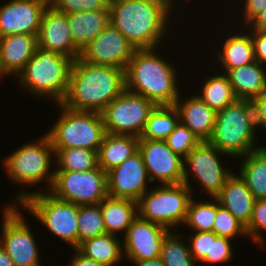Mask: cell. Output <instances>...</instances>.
Returning a JSON list of instances; mask_svg holds the SVG:
<instances>
[{
    "label": "cell",
    "instance_id": "1",
    "mask_svg": "<svg viewBox=\"0 0 266 266\" xmlns=\"http://www.w3.org/2000/svg\"><path fill=\"white\" fill-rule=\"evenodd\" d=\"M125 70L74 60L62 105L71 110L101 113L125 90Z\"/></svg>",
    "mask_w": 266,
    "mask_h": 266
},
{
    "label": "cell",
    "instance_id": "2",
    "mask_svg": "<svg viewBox=\"0 0 266 266\" xmlns=\"http://www.w3.org/2000/svg\"><path fill=\"white\" fill-rule=\"evenodd\" d=\"M154 50L136 49L125 69V88L156 106L174 105L182 96L177 86V70Z\"/></svg>",
    "mask_w": 266,
    "mask_h": 266
},
{
    "label": "cell",
    "instance_id": "3",
    "mask_svg": "<svg viewBox=\"0 0 266 266\" xmlns=\"http://www.w3.org/2000/svg\"><path fill=\"white\" fill-rule=\"evenodd\" d=\"M110 23L136 49L156 48L165 36L169 14L151 0L109 1Z\"/></svg>",
    "mask_w": 266,
    "mask_h": 266
},
{
    "label": "cell",
    "instance_id": "4",
    "mask_svg": "<svg viewBox=\"0 0 266 266\" xmlns=\"http://www.w3.org/2000/svg\"><path fill=\"white\" fill-rule=\"evenodd\" d=\"M73 63V58L38 47L16 77L29 93L40 98L50 97L56 104H60L68 91Z\"/></svg>",
    "mask_w": 266,
    "mask_h": 266
},
{
    "label": "cell",
    "instance_id": "5",
    "mask_svg": "<svg viewBox=\"0 0 266 266\" xmlns=\"http://www.w3.org/2000/svg\"><path fill=\"white\" fill-rule=\"evenodd\" d=\"M256 130L251 100L237 99L216 112L214 131L209 142L226 156L240 158L261 148L254 144Z\"/></svg>",
    "mask_w": 266,
    "mask_h": 266
},
{
    "label": "cell",
    "instance_id": "6",
    "mask_svg": "<svg viewBox=\"0 0 266 266\" xmlns=\"http://www.w3.org/2000/svg\"><path fill=\"white\" fill-rule=\"evenodd\" d=\"M15 195L18 205L25 207L49 232L70 247L77 248L78 205L58 199L49 192H20Z\"/></svg>",
    "mask_w": 266,
    "mask_h": 266
},
{
    "label": "cell",
    "instance_id": "7",
    "mask_svg": "<svg viewBox=\"0 0 266 266\" xmlns=\"http://www.w3.org/2000/svg\"><path fill=\"white\" fill-rule=\"evenodd\" d=\"M56 105L62 112L46 133L52 147H80L98 151L106 134L101 113L71 110L61 103Z\"/></svg>",
    "mask_w": 266,
    "mask_h": 266
},
{
    "label": "cell",
    "instance_id": "8",
    "mask_svg": "<svg viewBox=\"0 0 266 266\" xmlns=\"http://www.w3.org/2000/svg\"><path fill=\"white\" fill-rule=\"evenodd\" d=\"M149 191V192H148ZM138 200V215L168 230L184 224L192 190L184 183L162 184Z\"/></svg>",
    "mask_w": 266,
    "mask_h": 266
},
{
    "label": "cell",
    "instance_id": "9",
    "mask_svg": "<svg viewBox=\"0 0 266 266\" xmlns=\"http://www.w3.org/2000/svg\"><path fill=\"white\" fill-rule=\"evenodd\" d=\"M42 136L36 142L26 143L16 149L5 158L3 166L12 181L32 186L45 180L49 187L46 189L49 190L55 173L50 171L53 161L51 158L52 155L55 156V151L50 138L46 134Z\"/></svg>",
    "mask_w": 266,
    "mask_h": 266
},
{
    "label": "cell",
    "instance_id": "10",
    "mask_svg": "<svg viewBox=\"0 0 266 266\" xmlns=\"http://www.w3.org/2000/svg\"><path fill=\"white\" fill-rule=\"evenodd\" d=\"M48 192L78 206L99 204L108 196L107 172L100 166L89 171H55Z\"/></svg>",
    "mask_w": 266,
    "mask_h": 266
},
{
    "label": "cell",
    "instance_id": "11",
    "mask_svg": "<svg viewBox=\"0 0 266 266\" xmlns=\"http://www.w3.org/2000/svg\"><path fill=\"white\" fill-rule=\"evenodd\" d=\"M155 106L140 94L125 89L101 112L106 132L140 138Z\"/></svg>",
    "mask_w": 266,
    "mask_h": 266
},
{
    "label": "cell",
    "instance_id": "12",
    "mask_svg": "<svg viewBox=\"0 0 266 266\" xmlns=\"http://www.w3.org/2000/svg\"><path fill=\"white\" fill-rule=\"evenodd\" d=\"M218 154L226 155L215 148L209 141H201L185 158H184V175L183 183L190 189L188 175L196 177L201 184L202 191L215 198L225 185L227 178L233 173L228 168L223 167Z\"/></svg>",
    "mask_w": 266,
    "mask_h": 266
},
{
    "label": "cell",
    "instance_id": "13",
    "mask_svg": "<svg viewBox=\"0 0 266 266\" xmlns=\"http://www.w3.org/2000/svg\"><path fill=\"white\" fill-rule=\"evenodd\" d=\"M15 204L17 203L8 204L3 212L0 245L8 253L14 266H41L34 235Z\"/></svg>",
    "mask_w": 266,
    "mask_h": 266
},
{
    "label": "cell",
    "instance_id": "14",
    "mask_svg": "<svg viewBox=\"0 0 266 266\" xmlns=\"http://www.w3.org/2000/svg\"><path fill=\"white\" fill-rule=\"evenodd\" d=\"M136 47L111 23L86 47L80 58L94 65H105L125 70Z\"/></svg>",
    "mask_w": 266,
    "mask_h": 266
},
{
    "label": "cell",
    "instance_id": "15",
    "mask_svg": "<svg viewBox=\"0 0 266 266\" xmlns=\"http://www.w3.org/2000/svg\"><path fill=\"white\" fill-rule=\"evenodd\" d=\"M141 153L151 183H183L184 159L166 144L165 140L139 139Z\"/></svg>",
    "mask_w": 266,
    "mask_h": 266
},
{
    "label": "cell",
    "instance_id": "16",
    "mask_svg": "<svg viewBox=\"0 0 266 266\" xmlns=\"http://www.w3.org/2000/svg\"><path fill=\"white\" fill-rule=\"evenodd\" d=\"M151 182L139 151L107 172V192L113 198L138 202ZM147 187V188H146Z\"/></svg>",
    "mask_w": 266,
    "mask_h": 266
},
{
    "label": "cell",
    "instance_id": "17",
    "mask_svg": "<svg viewBox=\"0 0 266 266\" xmlns=\"http://www.w3.org/2000/svg\"><path fill=\"white\" fill-rule=\"evenodd\" d=\"M170 231L138 215L124 236V257L130 262L160 257L162 242Z\"/></svg>",
    "mask_w": 266,
    "mask_h": 266
},
{
    "label": "cell",
    "instance_id": "18",
    "mask_svg": "<svg viewBox=\"0 0 266 266\" xmlns=\"http://www.w3.org/2000/svg\"><path fill=\"white\" fill-rule=\"evenodd\" d=\"M37 0H10L0 6V38L13 34L38 35L47 8Z\"/></svg>",
    "mask_w": 266,
    "mask_h": 266
},
{
    "label": "cell",
    "instance_id": "19",
    "mask_svg": "<svg viewBox=\"0 0 266 266\" xmlns=\"http://www.w3.org/2000/svg\"><path fill=\"white\" fill-rule=\"evenodd\" d=\"M38 47L76 60L81 50L74 44L67 14L48 6L42 15L37 35Z\"/></svg>",
    "mask_w": 266,
    "mask_h": 266
},
{
    "label": "cell",
    "instance_id": "20",
    "mask_svg": "<svg viewBox=\"0 0 266 266\" xmlns=\"http://www.w3.org/2000/svg\"><path fill=\"white\" fill-rule=\"evenodd\" d=\"M181 99L178 98L174 104L180 123L188 127L200 141H209L214 131L216 111L197 95Z\"/></svg>",
    "mask_w": 266,
    "mask_h": 266
},
{
    "label": "cell",
    "instance_id": "21",
    "mask_svg": "<svg viewBox=\"0 0 266 266\" xmlns=\"http://www.w3.org/2000/svg\"><path fill=\"white\" fill-rule=\"evenodd\" d=\"M238 175L232 173L215 198L222 207L230 211L246 227L251 220L255 199L248 189L246 181L240 174Z\"/></svg>",
    "mask_w": 266,
    "mask_h": 266
},
{
    "label": "cell",
    "instance_id": "22",
    "mask_svg": "<svg viewBox=\"0 0 266 266\" xmlns=\"http://www.w3.org/2000/svg\"><path fill=\"white\" fill-rule=\"evenodd\" d=\"M38 48L37 35L13 34L0 38V55L6 74L18 75Z\"/></svg>",
    "mask_w": 266,
    "mask_h": 266
},
{
    "label": "cell",
    "instance_id": "23",
    "mask_svg": "<svg viewBox=\"0 0 266 266\" xmlns=\"http://www.w3.org/2000/svg\"><path fill=\"white\" fill-rule=\"evenodd\" d=\"M237 99L252 100L266 91V66L257 61L225 73Z\"/></svg>",
    "mask_w": 266,
    "mask_h": 266
},
{
    "label": "cell",
    "instance_id": "24",
    "mask_svg": "<svg viewBox=\"0 0 266 266\" xmlns=\"http://www.w3.org/2000/svg\"><path fill=\"white\" fill-rule=\"evenodd\" d=\"M74 44L82 50L110 24V8L106 10L67 13Z\"/></svg>",
    "mask_w": 266,
    "mask_h": 266
},
{
    "label": "cell",
    "instance_id": "25",
    "mask_svg": "<svg viewBox=\"0 0 266 266\" xmlns=\"http://www.w3.org/2000/svg\"><path fill=\"white\" fill-rule=\"evenodd\" d=\"M138 144V137L106 132L98 150V166L108 172L136 153Z\"/></svg>",
    "mask_w": 266,
    "mask_h": 266
},
{
    "label": "cell",
    "instance_id": "26",
    "mask_svg": "<svg viewBox=\"0 0 266 266\" xmlns=\"http://www.w3.org/2000/svg\"><path fill=\"white\" fill-rule=\"evenodd\" d=\"M100 209L106 233L117 235L127 232L133 220L138 216V203L121 198L107 196L100 202Z\"/></svg>",
    "mask_w": 266,
    "mask_h": 266
},
{
    "label": "cell",
    "instance_id": "27",
    "mask_svg": "<svg viewBox=\"0 0 266 266\" xmlns=\"http://www.w3.org/2000/svg\"><path fill=\"white\" fill-rule=\"evenodd\" d=\"M236 33L225 39L222 50L217 51V59L225 71L244 66L255 61L251 34Z\"/></svg>",
    "mask_w": 266,
    "mask_h": 266
},
{
    "label": "cell",
    "instance_id": "28",
    "mask_svg": "<svg viewBox=\"0 0 266 266\" xmlns=\"http://www.w3.org/2000/svg\"><path fill=\"white\" fill-rule=\"evenodd\" d=\"M239 171L254 199H266V146L247 153Z\"/></svg>",
    "mask_w": 266,
    "mask_h": 266
},
{
    "label": "cell",
    "instance_id": "29",
    "mask_svg": "<svg viewBox=\"0 0 266 266\" xmlns=\"http://www.w3.org/2000/svg\"><path fill=\"white\" fill-rule=\"evenodd\" d=\"M117 235L105 233L82 242L76 249L86 256L105 266H114L122 261L123 248Z\"/></svg>",
    "mask_w": 266,
    "mask_h": 266
},
{
    "label": "cell",
    "instance_id": "30",
    "mask_svg": "<svg viewBox=\"0 0 266 266\" xmlns=\"http://www.w3.org/2000/svg\"><path fill=\"white\" fill-rule=\"evenodd\" d=\"M179 122V113L174 105L155 106L139 139L165 140Z\"/></svg>",
    "mask_w": 266,
    "mask_h": 266
},
{
    "label": "cell",
    "instance_id": "31",
    "mask_svg": "<svg viewBox=\"0 0 266 266\" xmlns=\"http://www.w3.org/2000/svg\"><path fill=\"white\" fill-rule=\"evenodd\" d=\"M203 86L202 94H198L197 96L216 112L237 100L225 73L208 77Z\"/></svg>",
    "mask_w": 266,
    "mask_h": 266
},
{
    "label": "cell",
    "instance_id": "32",
    "mask_svg": "<svg viewBox=\"0 0 266 266\" xmlns=\"http://www.w3.org/2000/svg\"><path fill=\"white\" fill-rule=\"evenodd\" d=\"M55 171H89L98 167V151L86 148H54Z\"/></svg>",
    "mask_w": 266,
    "mask_h": 266
},
{
    "label": "cell",
    "instance_id": "33",
    "mask_svg": "<svg viewBox=\"0 0 266 266\" xmlns=\"http://www.w3.org/2000/svg\"><path fill=\"white\" fill-rule=\"evenodd\" d=\"M77 247L89 239L106 233L100 203L78 206Z\"/></svg>",
    "mask_w": 266,
    "mask_h": 266
},
{
    "label": "cell",
    "instance_id": "34",
    "mask_svg": "<svg viewBox=\"0 0 266 266\" xmlns=\"http://www.w3.org/2000/svg\"><path fill=\"white\" fill-rule=\"evenodd\" d=\"M170 231L164 238L160 258L165 266H196L197 261L191 255L188 242Z\"/></svg>",
    "mask_w": 266,
    "mask_h": 266
},
{
    "label": "cell",
    "instance_id": "35",
    "mask_svg": "<svg viewBox=\"0 0 266 266\" xmlns=\"http://www.w3.org/2000/svg\"><path fill=\"white\" fill-rule=\"evenodd\" d=\"M216 216V198L210 202L195 201L191 199L184 225L193 229L194 232L213 231L214 219Z\"/></svg>",
    "mask_w": 266,
    "mask_h": 266
},
{
    "label": "cell",
    "instance_id": "36",
    "mask_svg": "<svg viewBox=\"0 0 266 266\" xmlns=\"http://www.w3.org/2000/svg\"><path fill=\"white\" fill-rule=\"evenodd\" d=\"M213 232L217 236L230 239L238 237V235L247 236L245 226L230 211L222 207L217 199Z\"/></svg>",
    "mask_w": 266,
    "mask_h": 266
},
{
    "label": "cell",
    "instance_id": "37",
    "mask_svg": "<svg viewBox=\"0 0 266 266\" xmlns=\"http://www.w3.org/2000/svg\"><path fill=\"white\" fill-rule=\"evenodd\" d=\"M165 142L174 153L184 159L201 141L188 127L179 122Z\"/></svg>",
    "mask_w": 266,
    "mask_h": 266
},
{
    "label": "cell",
    "instance_id": "38",
    "mask_svg": "<svg viewBox=\"0 0 266 266\" xmlns=\"http://www.w3.org/2000/svg\"><path fill=\"white\" fill-rule=\"evenodd\" d=\"M231 240L233 239L217 236L213 231L209 232L208 252L202 263L210 265L231 261L233 258Z\"/></svg>",
    "mask_w": 266,
    "mask_h": 266
},
{
    "label": "cell",
    "instance_id": "39",
    "mask_svg": "<svg viewBox=\"0 0 266 266\" xmlns=\"http://www.w3.org/2000/svg\"><path fill=\"white\" fill-rule=\"evenodd\" d=\"M245 229L247 236L252 237L251 239L263 248L265 241L260 232H266V199H256L254 201L251 220Z\"/></svg>",
    "mask_w": 266,
    "mask_h": 266
},
{
    "label": "cell",
    "instance_id": "40",
    "mask_svg": "<svg viewBox=\"0 0 266 266\" xmlns=\"http://www.w3.org/2000/svg\"><path fill=\"white\" fill-rule=\"evenodd\" d=\"M51 7L65 14L106 10L109 7V0H54Z\"/></svg>",
    "mask_w": 266,
    "mask_h": 266
},
{
    "label": "cell",
    "instance_id": "41",
    "mask_svg": "<svg viewBox=\"0 0 266 266\" xmlns=\"http://www.w3.org/2000/svg\"><path fill=\"white\" fill-rule=\"evenodd\" d=\"M193 236H189V250L194 260L202 261L207 252L209 246V232H194Z\"/></svg>",
    "mask_w": 266,
    "mask_h": 266
},
{
    "label": "cell",
    "instance_id": "42",
    "mask_svg": "<svg viewBox=\"0 0 266 266\" xmlns=\"http://www.w3.org/2000/svg\"><path fill=\"white\" fill-rule=\"evenodd\" d=\"M254 45L255 61L260 64H266V32L265 31H250Z\"/></svg>",
    "mask_w": 266,
    "mask_h": 266
},
{
    "label": "cell",
    "instance_id": "43",
    "mask_svg": "<svg viewBox=\"0 0 266 266\" xmlns=\"http://www.w3.org/2000/svg\"><path fill=\"white\" fill-rule=\"evenodd\" d=\"M251 103L254 110L256 128L263 127L266 130V91L260 96L253 98Z\"/></svg>",
    "mask_w": 266,
    "mask_h": 266
},
{
    "label": "cell",
    "instance_id": "44",
    "mask_svg": "<svg viewBox=\"0 0 266 266\" xmlns=\"http://www.w3.org/2000/svg\"><path fill=\"white\" fill-rule=\"evenodd\" d=\"M244 9L242 17L244 18V23L248 24L261 12L266 10V0H245Z\"/></svg>",
    "mask_w": 266,
    "mask_h": 266
},
{
    "label": "cell",
    "instance_id": "45",
    "mask_svg": "<svg viewBox=\"0 0 266 266\" xmlns=\"http://www.w3.org/2000/svg\"><path fill=\"white\" fill-rule=\"evenodd\" d=\"M73 250L75 251V255H73V259L67 266H105L99 262H96L93 259L87 258L83 254H81L77 249Z\"/></svg>",
    "mask_w": 266,
    "mask_h": 266
},
{
    "label": "cell",
    "instance_id": "46",
    "mask_svg": "<svg viewBox=\"0 0 266 266\" xmlns=\"http://www.w3.org/2000/svg\"><path fill=\"white\" fill-rule=\"evenodd\" d=\"M251 31H265L266 32V10L257 15L250 23Z\"/></svg>",
    "mask_w": 266,
    "mask_h": 266
},
{
    "label": "cell",
    "instance_id": "47",
    "mask_svg": "<svg viewBox=\"0 0 266 266\" xmlns=\"http://www.w3.org/2000/svg\"><path fill=\"white\" fill-rule=\"evenodd\" d=\"M135 266H165L160 257L154 259H147L142 261H132Z\"/></svg>",
    "mask_w": 266,
    "mask_h": 266
},
{
    "label": "cell",
    "instance_id": "48",
    "mask_svg": "<svg viewBox=\"0 0 266 266\" xmlns=\"http://www.w3.org/2000/svg\"><path fill=\"white\" fill-rule=\"evenodd\" d=\"M0 266H14L13 261L9 257L5 249L0 245Z\"/></svg>",
    "mask_w": 266,
    "mask_h": 266
},
{
    "label": "cell",
    "instance_id": "49",
    "mask_svg": "<svg viewBox=\"0 0 266 266\" xmlns=\"http://www.w3.org/2000/svg\"><path fill=\"white\" fill-rule=\"evenodd\" d=\"M151 1L159 5L165 12H167L170 15L171 11L170 9H173L172 4L174 3V0H151Z\"/></svg>",
    "mask_w": 266,
    "mask_h": 266
},
{
    "label": "cell",
    "instance_id": "50",
    "mask_svg": "<svg viewBox=\"0 0 266 266\" xmlns=\"http://www.w3.org/2000/svg\"><path fill=\"white\" fill-rule=\"evenodd\" d=\"M3 75L5 76V77H7L8 75L6 74V72L4 71V69H3V66H2V60H1V55H0V78H2L3 77Z\"/></svg>",
    "mask_w": 266,
    "mask_h": 266
},
{
    "label": "cell",
    "instance_id": "51",
    "mask_svg": "<svg viewBox=\"0 0 266 266\" xmlns=\"http://www.w3.org/2000/svg\"><path fill=\"white\" fill-rule=\"evenodd\" d=\"M37 1H41L46 6H51L53 4V2H54V0H37Z\"/></svg>",
    "mask_w": 266,
    "mask_h": 266
}]
</instances>
